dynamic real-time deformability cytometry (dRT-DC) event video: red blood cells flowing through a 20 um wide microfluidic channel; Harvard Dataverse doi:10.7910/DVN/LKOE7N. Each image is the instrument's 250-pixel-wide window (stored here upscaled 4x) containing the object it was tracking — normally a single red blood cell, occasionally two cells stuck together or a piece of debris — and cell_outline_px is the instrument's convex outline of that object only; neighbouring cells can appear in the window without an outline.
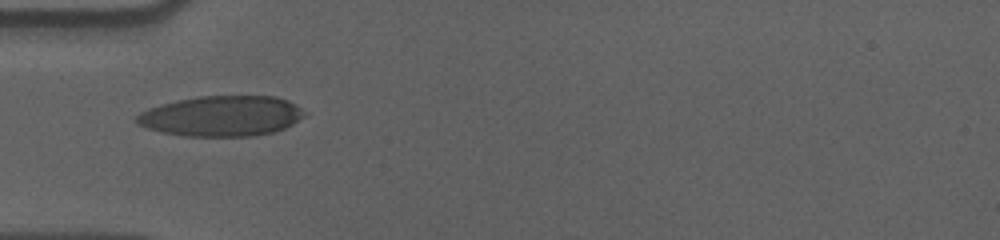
{"species": "human", "species_latin": "Homo sapiens", "temperature_condition": "cold", "stored_images_in_passage": 36, "camera_frame_rate_fps": 3000, "um_per_image_px": 0.085, "donor": {"sex": "male"}, "frame": {"image": 1, "passage_image": 1, "time_ms": 0.0, "image_size_px": [1000, 240], "cell_outline_px": [[308, 112], [304, 116], [292, 124], [284, 128], [272, 132], [256, 136], [184, 136], [160, 132], [136, 124], [132, 120], [140, 112], [148, 108], [160, 104], [176, 100], [200, 96], [276, 96], [288, 100], [296, 104]], "centroid_in_image_um": [18.82, 9.86], "position_along_channel_um": 66.2, "area_um2": 39.94}}
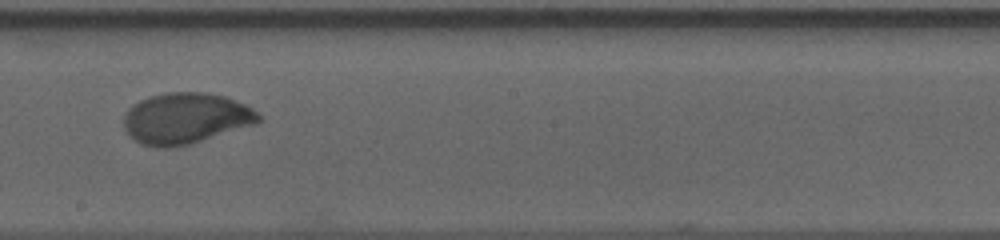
{"frame": {"image": 2, "passage_image": 15, "time_ms": 4.667, "image_size_px": [1000, 240], "cell_outline_px": [[264, 120], [256, 124], [192, 144], [168, 148], [156, 148], [140, 144], [124, 128], [124, 116], [128, 108], [132, 104], [148, 96], [168, 92], [208, 92], [224, 96], [244, 104], [252, 108]], "centroid_in_image_um": [15.79, 10.06], "position_along_channel_um": 232.4, "area_um2": 40.4}}
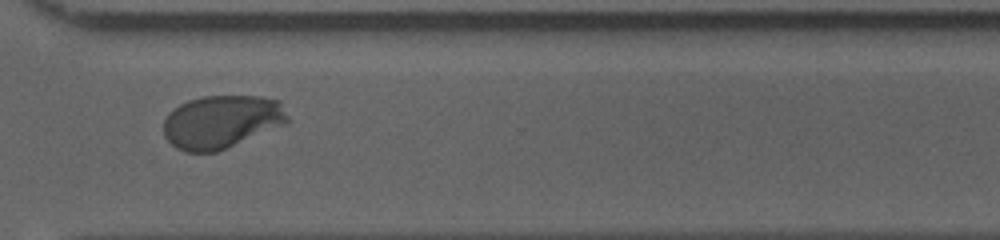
{"frame": {"image": 3, "passage_image": 25, "time_ms": 8.0, "image_size_px": [1000, 240], "cell_outline_px": [[288, 124], [216, 152], [184, 152], [176, 148], [164, 136], [164, 120], [168, 112], [180, 104], [188, 100], [204, 96], [256, 96], [280, 100], [288, 116]], "centroid_in_image_um": [18.84, 10.35], "position_along_channel_um": 351.8, "area_um2": 38.67}, "authors_computed_cell_mechanics": {"area_um2": 38.9283, "velocity_mm_per_s": 3.5826, "shape_relaxation_time_tau1_ms": 3.8792, "shape_relaxation_time_tau2_ms": null, "deformation_change_tau1": 0.1713, "deformation_change_tau2": null}}